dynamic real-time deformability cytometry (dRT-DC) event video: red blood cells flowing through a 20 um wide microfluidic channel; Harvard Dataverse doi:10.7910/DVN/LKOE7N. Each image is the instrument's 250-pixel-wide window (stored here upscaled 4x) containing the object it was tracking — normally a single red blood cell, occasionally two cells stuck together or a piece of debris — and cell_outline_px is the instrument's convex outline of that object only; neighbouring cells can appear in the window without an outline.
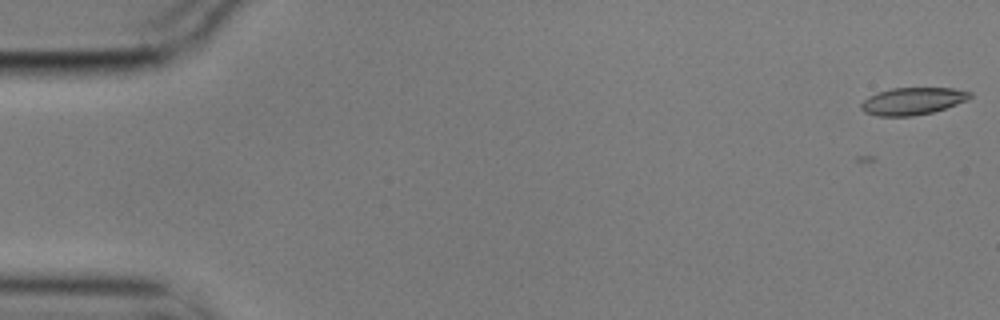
{"species": "common noctule bat (a hibernating species)", "species_latin": "Nyctalus noctula", "temperature_condition": "cold", "stored_images_in_passage": 6, "camera_frame_rate_fps": 3000, "um_per_image_px": 0.085, "animal": {"sex": "male", "body_mass_g": 17.9}, "frame": {"image": 1, "passage_image": 1, "time_ms": 0.0, "image_size_px": [1000, 320], "cell_outline_px": [[972, 96], [968, 100], [932, 112], [912, 116], [876, 116], [864, 112], [860, 108], [860, 104], [868, 96], [876, 92], [892, 88], [952, 88], [972, 92]], "centroid_in_image_um": [77.54, 8.59], "position_along_channel_um": 7.5, "area_um2": 17.34}}